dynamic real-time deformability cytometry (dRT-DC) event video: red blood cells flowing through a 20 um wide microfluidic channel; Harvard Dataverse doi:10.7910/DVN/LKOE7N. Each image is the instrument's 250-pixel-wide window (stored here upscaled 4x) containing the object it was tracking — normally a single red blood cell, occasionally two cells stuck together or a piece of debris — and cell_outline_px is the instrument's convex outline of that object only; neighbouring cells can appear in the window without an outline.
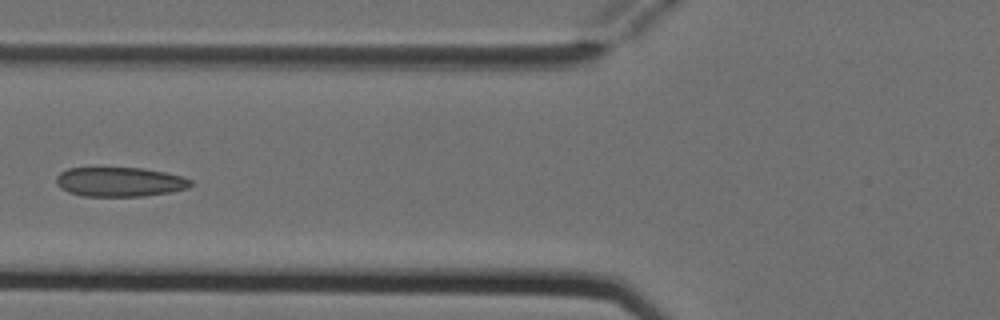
{"species": "Egyptian fruit bat (a non-hibernating species)", "species_latin": "Rousettus aegyptiacus", "temperature_condition": "cold", "stored_images_in_passage": 4, "camera_frame_rate_fps": 3000, "um_per_image_px": 0.085, "animal": {"sex": "female"}, "frame": {"image": 1, "passage_image": 4, "time_ms": 1.0, "image_size_px": [1000, 320], "cell_outline_px": [[192, 184], [188, 188], [172, 192], [144, 196], [84, 196], [68, 192], [60, 188], [56, 184], [56, 176], [60, 172], [68, 168], [144, 168], [164, 172], [180, 176], [192, 180]], "centroid_in_image_um": [10.17, 15.46], "position_along_channel_um": 115.6, "area_um2": 23.12}}